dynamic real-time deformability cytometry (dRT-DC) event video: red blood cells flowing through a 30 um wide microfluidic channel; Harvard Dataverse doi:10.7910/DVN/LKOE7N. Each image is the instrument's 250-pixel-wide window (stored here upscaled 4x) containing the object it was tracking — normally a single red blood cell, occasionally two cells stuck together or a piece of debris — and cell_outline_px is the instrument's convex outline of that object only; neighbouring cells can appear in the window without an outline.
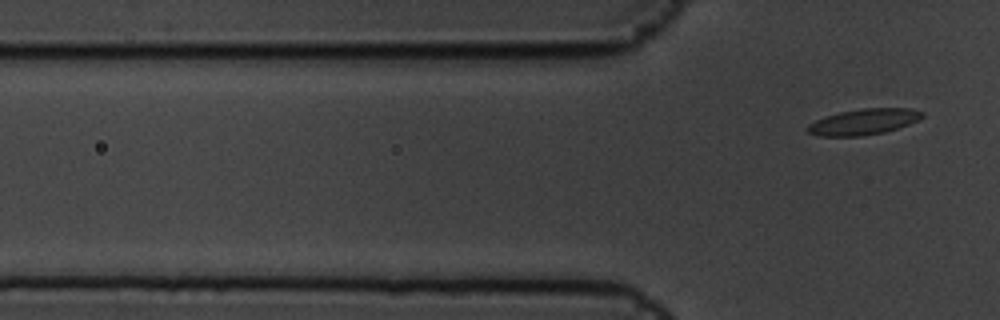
{"species": "common noctule bat (a hibernating species)", "species_latin": "Nyctalus noctula", "temperature_condition": "cold", "stored_images_in_passage": 6, "segment_of_instrument_passage": [2, 2], "camera_frame_rate_fps": 3000, "um_per_image_px": 0.085, "animal": {"sex": "male", "body_mass_g": 19.5, "forearm_length_mm": 54.6}, "frame": {"image": 1, "passage_image": 6, "time_ms": 1.667, "image_size_px": [1000, 320], "cell_outline_px": [[924, 116], [908, 124], [884, 132], [860, 136], [820, 136], [808, 132], [804, 128], [808, 124], [824, 116], [840, 112], [864, 108], [912, 108], [924, 112]], "centroid_in_image_um": [73.38, 10.34], "position_along_channel_um": 52.4, "area_um2": 17.22}}